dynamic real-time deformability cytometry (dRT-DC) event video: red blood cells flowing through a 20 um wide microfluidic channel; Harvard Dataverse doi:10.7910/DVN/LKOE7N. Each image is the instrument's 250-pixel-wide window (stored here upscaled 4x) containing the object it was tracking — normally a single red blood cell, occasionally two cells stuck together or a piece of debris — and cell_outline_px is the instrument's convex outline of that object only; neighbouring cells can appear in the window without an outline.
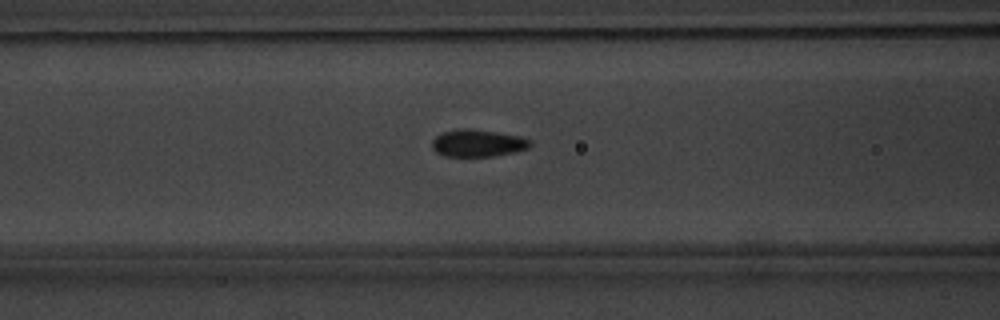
{"species": "common noctule bat (a hibernating species)", "species_latin": "Nyctalus noctula", "temperature_condition": "warm", "stored_images_in_passage": 28, "camera_frame_rate_fps": 3000, "um_per_image_px": 0.085, "animal": {"sex": "male", "body_mass_g": 20.1, "forearm_length_mm": 53.5}, "frame": {"image": 1, "passage_image": 7, "time_ms": 2.0, "image_size_px": [1000, 320], "cell_outline_px": [[532, 144], [528, 148], [516, 152], [492, 156], [444, 156], [436, 152], [432, 148], [432, 140], [436, 136], [444, 132], [460, 128], [468, 128], [496, 132], [520, 136], [532, 140]], "centroid_in_image_um": [40.62, 12.17], "position_along_channel_um": 126.0, "area_um2": 15.61}}
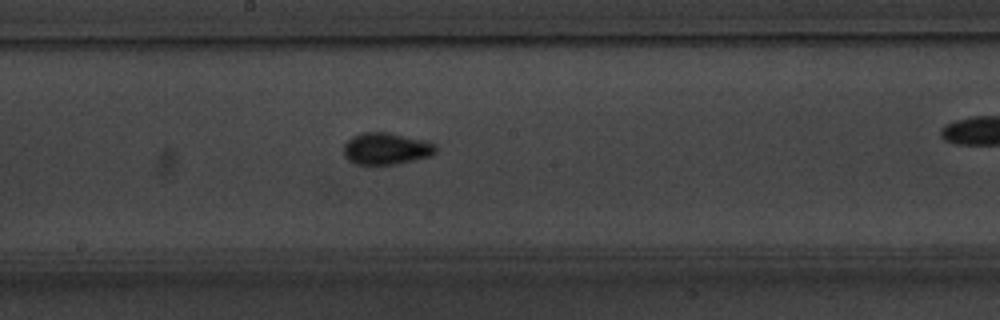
{"frame": {"image": 2, "passage_image": 14, "time_ms": 4.333, "image_size_px": [1000, 320], "cell_outline_px": [[436, 152], [432, 156], [396, 164], [356, 164], [348, 160], [344, 156], [344, 144], [352, 136], [364, 132], [388, 132], [424, 140], [436, 144]], "centroid_in_image_um": [32.83, 12.63], "position_along_channel_um": 215.4, "area_um2": 17.11}}
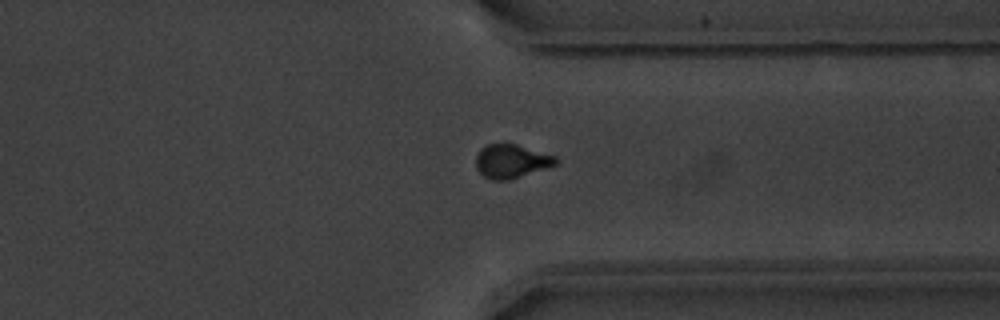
{"frame": {"image": 3, "passage_image": 26, "time_ms": 8.333, "image_size_px": [1000, 320], "cell_outline_px": [[560, 160], [556, 164], [508, 180], [492, 180], [484, 176], [476, 168], [476, 156], [480, 148], [488, 144], [516, 144], [556, 156]], "centroid_in_image_um": [43.45, 13.69], "position_along_channel_um": 368.0, "area_um2": 15.49}}